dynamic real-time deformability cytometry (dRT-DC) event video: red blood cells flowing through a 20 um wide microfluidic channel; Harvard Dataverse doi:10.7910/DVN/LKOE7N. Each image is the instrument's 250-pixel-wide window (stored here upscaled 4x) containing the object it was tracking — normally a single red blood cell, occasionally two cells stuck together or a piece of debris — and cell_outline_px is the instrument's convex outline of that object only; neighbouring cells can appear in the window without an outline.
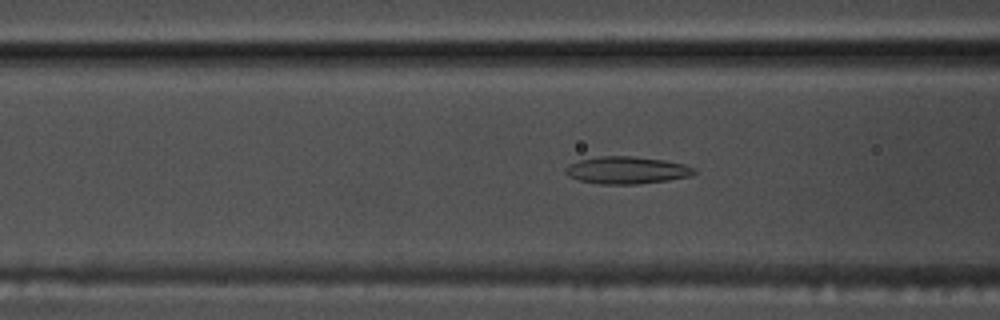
{"species": "common noctule bat (a hibernating species)", "species_latin": "Nyctalus noctula", "temperature_condition": "warm", "stored_images_in_passage": 50, "camera_frame_rate_fps": 3000, "um_per_image_px": 0.085, "animal": {"sex": "male", "body_mass_g": 17.5, "forearm_length_mm": 52.3}, "frame": {"image": 1, "passage_image": 17, "time_ms": 5.333, "image_size_px": [1000, 320], "cell_outline_px": [[696, 172], [692, 176], [668, 180], [636, 184], [600, 184], [580, 180], [568, 176], [564, 172], [564, 168], [568, 164], [580, 160], [600, 156], [636, 156], [664, 160], [684, 164], [696, 168]], "centroid_in_image_um": [53.28, 14.46], "position_along_channel_um": 113.3, "area_um2": 20.58}}
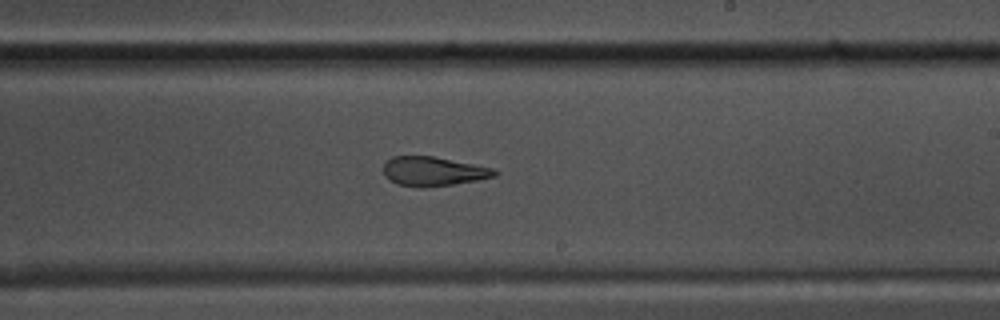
{"frame": {"image": 2, "passage_image": 28, "time_ms": 9.0, "image_size_px": [1000, 320], "cell_outline_px": [[500, 172], [496, 176], [476, 180], [452, 184], [420, 188], [396, 184], [384, 176], [384, 160], [392, 156], [432, 156], [496, 168]], "centroid_in_image_um": [36.82, 14.56], "position_along_channel_um": 252.2, "area_um2": 19.13}}
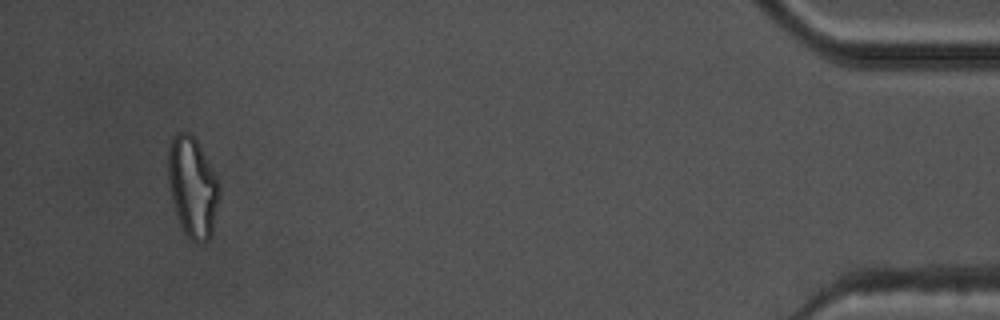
{"frame": {"image": 3, "passage_image": 47, "time_ms": 15.333, "image_size_px": [1000, 320], "cell_outline_px": [[220, 200], [212, 232], [208, 240], [196, 244], [184, 232], [180, 224], [172, 200], [168, 180], [168, 152], [172, 136], [176, 132], [188, 132], [196, 140], [216, 176], [220, 184]], "centroid_in_image_um": [16.38, 15.91], "position_along_channel_um": 418.8, "area_um2": 29.88}, "authors_computed_cell_mechanics": {"area_um2": 20.9525, "velocity_mm_per_s": 3.7986, "shape_relaxation_time_tau1_ms": null, "shape_relaxation_time_tau2_ms": 2.6225, "deformation_change_tau1": null, "deformation_change_tau2": 0.115}}